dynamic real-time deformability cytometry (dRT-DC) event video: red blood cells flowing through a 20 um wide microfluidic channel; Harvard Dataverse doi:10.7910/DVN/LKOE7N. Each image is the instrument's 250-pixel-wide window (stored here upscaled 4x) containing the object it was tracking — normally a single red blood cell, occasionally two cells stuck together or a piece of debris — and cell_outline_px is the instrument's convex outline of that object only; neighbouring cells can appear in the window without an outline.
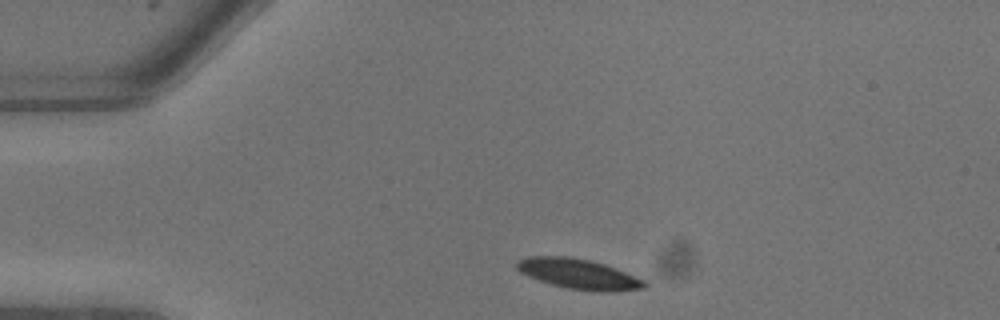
{"species": "common noctule bat (a hibernating species)", "species_latin": "Nyctalus noctula", "temperature_condition": "warm", "stored_images_in_passage": 3, "camera_frame_rate_fps": 3000, "um_per_image_px": 0.085, "animal": {"sex": "male", "body_mass_g": 13.3}, "frame": {"image": 1, "passage_image": 1, "time_ms": 0.0, "image_size_px": [1000, 320], "cell_outline_px": [[648, 284], [644, 288], [608, 292], [568, 288], [552, 284], [540, 280], [520, 272], [516, 268], [516, 264], [520, 260], [528, 256], [568, 256], [588, 260], [604, 264], [616, 268], [644, 280]], "centroid_in_image_um": [49.19, 23.28], "position_along_channel_um": 35.8, "area_um2": 22.02}}